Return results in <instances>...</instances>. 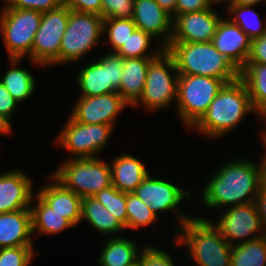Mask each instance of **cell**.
<instances>
[{
	"mask_svg": "<svg viewBox=\"0 0 266 266\" xmlns=\"http://www.w3.org/2000/svg\"><path fill=\"white\" fill-rule=\"evenodd\" d=\"M223 160L200 187L202 207L222 211L237 205L253 203L262 183V169L257 159L236 157ZM238 158V159H237ZM210 208V209H209ZM219 209V210H218Z\"/></svg>",
	"mask_w": 266,
	"mask_h": 266,
	"instance_id": "cell-1",
	"label": "cell"
},
{
	"mask_svg": "<svg viewBox=\"0 0 266 266\" xmlns=\"http://www.w3.org/2000/svg\"><path fill=\"white\" fill-rule=\"evenodd\" d=\"M251 114L258 122L247 87L239 78L223 86L203 116L189 130L217 141L234 131Z\"/></svg>",
	"mask_w": 266,
	"mask_h": 266,
	"instance_id": "cell-2",
	"label": "cell"
},
{
	"mask_svg": "<svg viewBox=\"0 0 266 266\" xmlns=\"http://www.w3.org/2000/svg\"><path fill=\"white\" fill-rule=\"evenodd\" d=\"M173 231L175 249L184 246L193 266H231L232 246L209 219L193 215Z\"/></svg>",
	"mask_w": 266,
	"mask_h": 266,
	"instance_id": "cell-3",
	"label": "cell"
},
{
	"mask_svg": "<svg viewBox=\"0 0 266 266\" xmlns=\"http://www.w3.org/2000/svg\"><path fill=\"white\" fill-rule=\"evenodd\" d=\"M165 50L179 75L214 77L226 83L240 78V71L211 42H170Z\"/></svg>",
	"mask_w": 266,
	"mask_h": 266,
	"instance_id": "cell-4",
	"label": "cell"
},
{
	"mask_svg": "<svg viewBox=\"0 0 266 266\" xmlns=\"http://www.w3.org/2000/svg\"><path fill=\"white\" fill-rule=\"evenodd\" d=\"M58 165L50 174L81 198L94 197L102 189L112 186V172L108 160H102L100 157L65 158Z\"/></svg>",
	"mask_w": 266,
	"mask_h": 266,
	"instance_id": "cell-5",
	"label": "cell"
},
{
	"mask_svg": "<svg viewBox=\"0 0 266 266\" xmlns=\"http://www.w3.org/2000/svg\"><path fill=\"white\" fill-rule=\"evenodd\" d=\"M178 78L175 61L164 50L149 63L142 95L131 109L142 106L145 111L156 113L176 105Z\"/></svg>",
	"mask_w": 266,
	"mask_h": 266,
	"instance_id": "cell-6",
	"label": "cell"
},
{
	"mask_svg": "<svg viewBox=\"0 0 266 266\" xmlns=\"http://www.w3.org/2000/svg\"><path fill=\"white\" fill-rule=\"evenodd\" d=\"M103 21L100 15L70 10L60 45L59 66L82 63L93 47L103 44Z\"/></svg>",
	"mask_w": 266,
	"mask_h": 266,
	"instance_id": "cell-7",
	"label": "cell"
},
{
	"mask_svg": "<svg viewBox=\"0 0 266 266\" xmlns=\"http://www.w3.org/2000/svg\"><path fill=\"white\" fill-rule=\"evenodd\" d=\"M226 82L200 75H179L175 107L179 121L189 129L203 116Z\"/></svg>",
	"mask_w": 266,
	"mask_h": 266,
	"instance_id": "cell-8",
	"label": "cell"
},
{
	"mask_svg": "<svg viewBox=\"0 0 266 266\" xmlns=\"http://www.w3.org/2000/svg\"><path fill=\"white\" fill-rule=\"evenodd\" d=\"M66 122V123H65ZM53 140L60 150L71 157L67 159L97 158L109 145L115 127L106 124H84L70 115Z\"/></svg>",
	"mask_w": 266,
	"mask_h": 266,
	"instance_id": "cell-9",
	"label": "cell"
},
{
	"mask_svg": "<svg viewBox=\"0 0 266 266\" xmlns=\"http://www.w3.org/2000/svg\"><path fill=\"white\" fill-rule=\"evenodd\" d=\"M41 17L37 10L0 7V34L8 59L27 57L31 61Z\"/></svg>",
	"mask_w": 266,
	"mask_h": 266,
	"instance_id": "cell-10",
	"label": "cell"
},
{
	"mask_svg": "<svg viewBox=\"0 0 266 266\" xmlns=\"http://www.w3.org/2000/svg\"><path fill=\"white\" fill-rule=\"evenodd\" d=\"M150 172L144 181L135 189L133 193L144 202L152 212L160 219L161 214L169 213L175 215L178 226L192 217L188 212L182 210L181 205L192 201L194 194L192 190L178 186L179 183L173 180L165 179L164 175H151ZM190 190V191H189ZM191 200V201H190Z\"/></svg>",
	"mask_w": 266,
	"mask_h": 266,
	"instance_id": "cell-11",
	"label": "cell"
},
{
	"mask_svg": "<svg viewBox=\"0 0 266 266\" xmlns=\"http://www.w3.org/2000/svg\"><path fill=\"white\" fill-rule=\"evenodd\" d=\"M94 59H89L88 63L86 61L75 72L79 97L98 96L119 90L124 58L116 53L105 52Z\"/></svg>",
	"mask_w": 266,
	"mask_h": 266,
	"instance_id": "cell-12",
	"label": "cell"
},
{
	"mask_svg": "<svg viewBox=\"0 0 266 266\" xmlns=\"http://www.w3.org/2000/svg\"><path fill=\"white\" fill-rule=\"evenodd\" d=\"M69 14L70 9L64 4L56 9L42 12L31 51L30 63L33 67L46 69L59 66L60 45L67 28Z\"/></svg>",
	"mask_w": 266,
	"mask_h": 266,
	"instance_id": "cell-13",
	"label": "cell"
},
{
	"mask_svg": "<svg viewBox=\"0 0 266 266\" xmlns=\"http://www.w3.org/2000/svg\"><path fill=\"white\" fill-rule=\"evenodd\" d=\"M215 212L218 215L216 220L203 215L201 218L209 219L231 246L266 235L254 202L223 209L218 211L220 215Z\"/></svg>",
	"mask_w": 266,
	"mask_h": 266,
	"instance_id": "cell-14",
	"label": "cell"
},
{
	"mask_svg": "<svg viewBox=\"0 0 266 266\" xmlns=\"http://www.w3.org/2000/svg\"><path fill=\"white\" fill-rule=\"evenodd\" d=\"M75 101L70 111V116L75 121L84 124H106L115 128L120 113L125 108H130L118 92L78 97Z\"/></svg>",
	"mask_w": 266,
	"mask_h": 266,
	"instance_id": "cell-15",
	"label": "cell"
},
{
	"mask_svg": "<svg viewBox=\"0 0 266 266\" xmlns=\"http://www.w3.org/2000/svg\"><path fill=\"white\" fill-rule=\"evenodd\" d=\"M177 15L173 19V34L170 42H211L219 22L223 18L215 9Z\"/></svg>",
	"mask_w": 266,
	"mask_h": 266,
	"instance_id": "cell-16",
	"label": "cell"
},
{
	"mask_svg": "<svg viewBox=\"0 0 266 266\" xmlns=\"http://www.w3.org/2000/svg\"><path fill=\"white\" fill-rule=\"evenodd\" d=\"M133 22L137 28L167 48L173 34V18L155 0H134Z\"/></svg>",
	"mask_w": 266,
	"mask_h": 266,
	"instance_id": "cell-17",
	"label": "cell"
},
{
	"mask_svg": "<svg viewBox=\"0 0 266 266\" xmlns=\"http://www.w3.org/2000/svg\"><path fill=\"white\" fill-rule=\"evenodd\" d=\"M33 186V179L23 169L0 172V214L30 209Z\"/></svg>",
	"mask_w": 266,
	"mask_h": 266,
	"instance_id": "cell-18",
	"label": "cell"
},
{
	"mask_svg": "<svg viewBox=\"0 0 266 266\" xmlns=\"http://www.w3.org/2000/svg\"><path fill=\"white\" fill-rule=\"evenodd\" d=\"M211 43L239 71L245 66L250 52L251 39L229 18L221 19Z\"/></svg>",
	"mask_w": 266,
	"mask_h": 266,
	"instance_id": "cell-19",
	"label": "cell"
},
{
	"mask_svg": "<svg viewBox=\"0 0 266 266\" xmlns=\"http://www.w3.org/2000/svg\"><path fill=\"white\" fill-rule=\"evenodd\" d=\"M47 180L49 182L41 186L37 194L76 228L81 223L82 198L66 189L50 173Z\"/></svg>",
	"mask_w": 266,
	"mask_h": 266,
	"instance_id": "cell-20",
	"label": "cell"
},
{
	"mask_svg": "<svg viewBox=\"0 0 266 266\" xmlns=\"http://www.w3.org/2000/svg\"><path fill=\"white\" fill-rule=\"evenodd\" d=\"M30 209L0 214V248L34 246Z\"/></svg>",
	"mask_w": 266,
	"mask_h": 266,
	"instance_id": "cell-21",
	"label": "cell"
},
{
	"mask_svg": "<svg viewBox=\"0 0 266 266\" xmlns=\"http://www.w3.org/2000/svg\"><path fill=\"white\" fill-rule=\"evenodd\" d=\"M112 185L124 193H132L150 173L147 165L134 154L121 153L109 160Z\"/></svg>",
	"mask_w": 266,
	"mask_h": 266,
	"instance_id": "cell-22",
	"label": "cell"
},
{
	"mask_svg": "<svg viewBox=\"0 0 266 266\" xmlns=\"http://www.w3.org/2000/svg\"><path fill=\"white\" fill-rule=\"evenodd\" d=\"M100 247L96 264L98 266H132L138 262V256L147 243L141 246L133 238L123 237L104 238ZM139 246V247H138Z\"/></svg>",
	"mask_w": 266,
	"mask_h": 266,
	"instance_id": "cell-23",
	"label": "cell"
},
{
	"mask_svg": "<svg viewBox=\"0 0 266 266\" xmlns=\"http://www.w3.org/2000/svg\"><path fill=\"white\" fill-rule=\"evenodd\" d=\"M156 57L124 58L123 73L117 91L130 108L139 100L146 82L149 63Z\"/></svg>",
	"mask_w": 266,
	"mask_h": 266,
	"instance_id": "cell-24",
	"label": "cell"
},
{
	"mask_svg": "<svg viewBox=\"0 0 266 266\" xmlns=\"http://www.w3.org/2000/svg\"><path fill=\"white\" fill-rule=\"evenodd\" d=\"M30 210L32 232L35 237L55 236L72 227L75 229V226L69 220L54 211L37 193L33 195Z\"/></svg>",
	"mask_w": 266,
	"mask_h": 266,
	"instance_id": "cell-25",
	"label": "cell"
},
{
	"mask_svg": "<svg viewBox=\"0 0 266 266\" xmlns=\"http://www.w3.org/2000/svg\"><path fill=\"white\" fill-rule=\"evenodd\" d=\"M9 68L1 75V82L7 88L12 97L21 105L36 91L37 78L28 68H22L24 59L9 58ZM9 69V70H8Z\"/></svg>",
	"mask_w": 266,
	"mask_h": 266,
	"instance_id": "cell-26",
	"label": "cell"
},
{
	"mask_svg": "<svg viewBox=\"0 0 266 266\" xmlns=\"http://www.w3.org/2000/svg\"><path fill=\"white\" fill-rule=\"evenodd\" d=\"M83 220L107 238L120 237L119 233L126 230L95 197L82 198L81 223Z\"/></svg>",
	"mask_w": 266,
	"mask_h": 266,
	"instance_id": "cell-27",
	"label": "cell"
},
{
	"mask_svg": "<svg viewBox=\"0 0 266 266\" xmlns=\"http://www.w3.org/2000/svg\"><path fill=\"white\" fill-rule=\"evenodd\" d=\"M253 109L259 114L266 107V64L246 63L240 70Z\"/></svg>",
	"mask_w": 266,
	"mask_h": 266,
	"instance_id": "cell-28",
	"label": "cell"
},
{
	"mask_svg": "<svg viewBox=\"0 0 266 266\" xmlns=\"http://www.w3.org/2000/svg\"><path fill=\"white\" fill-rule=\"evenodd\" d=\"M253 5H225L226 17L253 40L266 33V18L262 19ZM255 9V10H254Z\"/></svg>",
	"mask_w": 266,
	"mask_h": 266,
	"instance_id": "cell-29",
	"label": "cell"
},
{
	"mask_svg": "<svg viewBox=\"0 0 266 266\" xmlns=\"http://www.w3.org/2000/svg\"><path fill=\"white\" fill-rule=\"evenodd\" d=\"M231 266H266V235L233 245Z\"/></svg>",
	"mask_w": 266,
	"mask_h": 266,
	"instance_id": "cell-30",
	"label": "cell"
},
{
	"mask_svg": "<svg viewBox=\"0 0 266 266\" xmlns=\"http://www.w3.org/2000/svg\"><path fill=\"white\" fill-rule=\"evenodd\" d=\"M153 40H155V38L151 35L136 28L116 54L123 58L157 57L165 50V48L161 45H156L157 48L154 47L155 49L152 48L153 46L151 45H153Z\"/></svg>",
	"mask_w": 266,
	"mask_h": 266,
	"instance_id": "cell-31",
	"label": "cell"
},
{
	"mask_svg": "<svg viewBox=\"0 0 266 266\" xmlns=\"http://www.w3.org/2000/svg\"><path fill=\"white\" fill-rule=\"evenodd\" d=\"M137 28L133 19L109 18L103 21V45L108 46V52L116 53L128 37Z\"/></svg>",
	"mask_w": 266,
	"mask_h": 266,
	"instance_id": "cell-32",
	"label": "cell"
},
{
	"mask_svg": "<svg viewBox=\"0 0 266 266\" xmlns=\"http://www.w3.org/2000/svg\"><path fill=\"white\" fill-rule=\"evenodd\" d=\"M127 230L139 231L153 224L159 218L151 211L149 206L142 202L135 193H126ZM155 222V223H154Z\"/></svg>",
	"mask_w": 266,
	"mask_h": 266,
	"instance_id": "cell-33",
	"label": "cell"
},
{
	"mask_svg": "<svg viewBox=\"0 0 266 266\" xmlns=\"http://www.w3.org/2000/svg\"><path fill=\"white\" fill-rule=\"evenodd\" d=\"M94 197L127 229L126 193L112 185L102 189Z\"/></svg>",
	"mask_w": 266,
	"mask_h": 266,
	"instance_id": "cell-34",
	"label": "cell"
},
{
	"mask_svg": "<svg viewBox=\"0 0 266 266\" xmlns=\"http://www.w3.org/2000/svg\"><path fill=\"white\" fill-rule=\"evenodd\" d=\"M34 246L0 248V266H30L38 257ZM36 252V253H35Z\"/></svg>",
	"mask_w": 266,
	"mask_h": 266,
	"instance_id": "cell-35",
	"label": "cell"
},
{
	"mask_svg": "<svg viewBox=\"0 0 266 266\" xmlns=\"http://www.w3.org/2000/svg\"><path fill=\"white\" fill-rule=\"evenodd\" d=\"M159 248L153 244H146L138 256L140 266H176L171 252Z\"/></svg>",
	"mask_w": 266,
	"mask_h": 266,
	"instance_id": "cell-36",
	"label": "cell"
},
{
	"mask_svg": "<svg viewBox=\"0 0 266 266\" xmlns=\"http://www.w3.org/2000/svg\"><path fill=\"white\" fill-rule=\"evenodd\" d=\"M101 16L103 19H132L134 16V0H102Z\"/></svg>",
	"mask_w": 266,
	"mask_h": 266,
	"instance_id": "cell-37",
	"label": "cell"
},
{
	"mask_svg": "<svg viewBox=\"0 0 266 266\" xmlns=\"http://www.w3.org/2000/svg\"><path fill=\"white\" fill-rule=\"evenodd\" d=\"M1 7H10L17 9H31L40 12H46L60 7L62 0H1Z\"/></svg>",
	"mask_w": 266,
	"mask_h": 266,
	"instance_id": "cell-38",
	"label": "cell"
},
{
	"mask_svg": "<svg viewBox=\"0 0 266 266\" xmlns=\"http://www.w3.org/2000/svg\"><path fill=\"white\" fill-rule=\"evenodd\" d=\"M20 105L8 92L7 88L0 80V114L12 125V120L16 117L17 108Z\"/></svg>",
	"mask_w": 266,
	"mask_h": 266,
	"instance_id": "cell-39",
	"label": "cell"
},
{
	"mask_svg": "<svg viewBox=\"0 0 266 266\" xmlns=\"http://www.w3.org/2000/svg\"><path fill=\"white\" fill-rule=\"evenodd\" d=\"M62 2L72 11L93 13L101 16L102 0H62Z\"/></svg>",
	"mask_w": 266,
	"mask_h": 266,
	"instance_id": "cell-40",
	"label": "cell"
},
{
	"mask_svg": "<svg viewBox=\"0 0 266 266\" xmlns=\"http://www.w3.org/2000/svg\"><path fill=\"white\" fill-rule=\"evenodd\" d=\"M246 63L266 64V33L251 40L250 52Z\"/></svg>",
	"mask_w": 266,
	"mask_h": 266,
	"instance_id": "cell-41",
	"label": "cell"
},
{
	"mask_svg": "<svg viewBox=\"0 0 266 266\" xmlns=\"http://www.w3.org/2000/svg\"><path fill=\"white\" fill-rule=\"evenodd\" d=\"M214 5L211 0H177L176 16L209 9Z\"/></svg>",
	"mask_w": 266,
	"mask_h": 266,
	"instance_id": "cell-42",
	"label": "cell"
},
{
	"mask_svg": "<svg viewBox=\"0 0 266 266\" xmlns=\"http://www.w3.org/2000/svg\"><path fill=\"white\" fill-rule=\"evenodd\" d=\"M254 204L256 206L261 225L266 232V190L262 186L255 198Z\"/></svg>",
	"mask_w": 266,
	"mask_h": 266,
	"instance_id": "cell-43",
	"label": "cell"
},
{
	"mask_svg": "<svg viewBox=\"0 0 266 266\" xmlns=\"http://www.w3.org/2000/svg\"><path fill=\"white\" fill-rule=\"evenodd\" d=\"M261 130L259 131V136L261 138V144L263 146V153L260 155L259 164L262 170H266V126L260 124ZM262 156V157H261Z\"/></svg>",
	"mask_w": 266,
	"mask_h": 266,
	"instance_id": "cell-44",
	"label": "cell"
},
{
	"mask_svg": "<svg viewBox=\"0 0 266 266\" xmlns=\"http://www.w3.org/2000/svg\"><path fill=\"white\" fill-rule=\"evenodd\" d=\"M160 7L172 16L174 19L176 17V2L177 0H155Z\"/></svg>",
	"mask_w": 266,
	"mask_h": 266,
	"instance_id": "cell-45",
	"label": "cell"
},
{
	"mask_svg": "<svg viewBox=\"0 0 266 266\" xmlns=\"http://www.w3.org/2000/svg\"><path fill=\"white\" fill-rule=\"evenodd\" d=\"M13 132V126L0 114V135H10Z\"/></svg>",
	"mask_w": 266,
	"mask_h": 266,
	"instance_id": "cell-46",
	"label": "cell"
},
{
	"mask_svg": "<svg viewBox=\"0 0 266 266\" xmlns=\"http://www.w3.org/2000/svg\"><path fill=\"white\" fill-rule=\"evenodd\" d=\"M262 3H266V0H230L225 5H253V6H261Z\"/></svg>",
	"mask_w": 266,
	"mask_h": 266,
	"instance_id": "cell-47",
	"label": "cell"
},
{
	"mask_svg": "<svg viewBox=\"0 0 266 266\" xmlns=\"http://www.w3.org/2000/svg\"><path fill=\"white\" fill-rule=\"evenodd\" d=\"M258 123L266 126V107L258 114Z\"/></svg>",
	"mask_w": 266,
	"mask_h": 266,
	"instance_id": "cell-48",
	"label": "cell"
},
{
	"mask_svg": "<svg viewBox=\"0 0 266 266\" xmlns=\"http://www.w3.org/2000/svg\"><path fill=\"white\" fill-rule=\"evenodd\" d=\"M262 187L266 190V170H262Z\"/></svg>",
	"mask_w": 266,
	"mask_h": 266,
	"instance_id": "cell-49",
	"label": "cell"
},
{
	"mask_svg": "<svg viewBox=\"0 0 266 266\" xmlns=\"http://www.w3.org/2000/svg\"><path fill=\"white\" fill-rule=\"evenodd\" d=\"M214 4H217V5H222V4H226L228 3L230 0H211Z\"/></svg>",
	"mask_w": 266,
	"mask_h": 266,
	"instance_id": "cell-50",
	"label": "cell"
},
{
	"mask_svg": "<svg viewBox=\"0 0 266 266\" xmlns=\"http://www.w3.org/2000/svg\"><path fill=\"white\" fill-rule=\"evenodd\" d=\"M132 266H140V265H139V263L137 262V263H135V264H134V265H132Z\"/></svg>",
	"mask_w": 266,
	"mask_h": 266,
	"instance_id": "cell-51",
	"label": "cell"
}]
</instances>
